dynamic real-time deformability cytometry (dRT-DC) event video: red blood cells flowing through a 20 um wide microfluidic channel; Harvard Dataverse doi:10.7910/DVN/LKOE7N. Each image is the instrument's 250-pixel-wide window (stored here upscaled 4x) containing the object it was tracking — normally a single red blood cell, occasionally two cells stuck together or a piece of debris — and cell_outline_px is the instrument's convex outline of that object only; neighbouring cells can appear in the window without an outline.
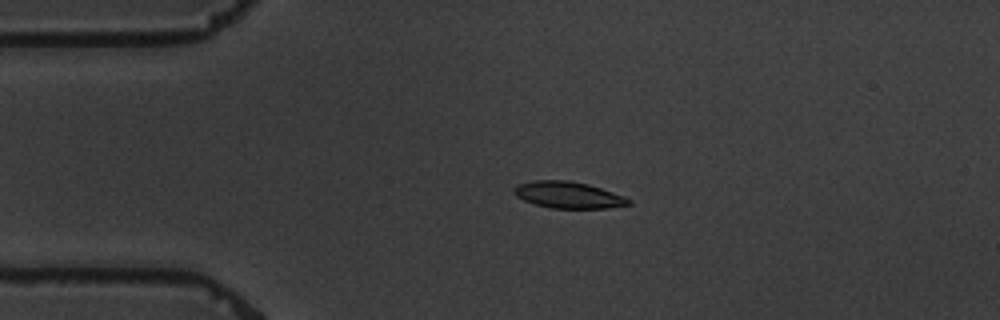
{"species": "common noctule bat (a hibernating species)", "species_latin": "Nyctalus noctula", "temperature_condition": "warm", "stored_images_in_passage": 5, "camera_frame_rate_fps": 3000, "um_per_image_px": 0.085, "animal": {"sex": "male", "body_mass_g": 19.5, "forearm_length_mm": 54.6}, "frame": {"image": 1, "passage_image": 3, "time_ms": 2.333, "image_size_px": [1000, 320], "cell_outline_px": [[632, 204], [608, 208], [552, 208], [536, 204], [524, 200], [516, 196], [512, 192], [512, 188], [516, 184], [536, 180], [568, 180], [588, 184], [624, 196], [632, 200]], "centroid_in_image_um": [48.29, 16.56], "position_along_channel_um": 36.7, "area_um2": 17.8}}